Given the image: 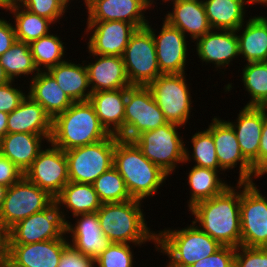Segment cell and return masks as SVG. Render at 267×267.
Returning <instances> with one entry per match:
<instances>
[{
	"instance_id": "4316f807",
	"label": "cell",
	"mask_w": 267,
	"mask_h": 267,
	"mask_svg": "<svg viewBox=\"0 0 267 267\" xmlns=\"http://www.w3.org/2000/svg\"><path fill=\"white\" fill-rule=\"evenodd\" d=\"M26 85L27 95L38 102L52 120L68 109L73 101L48 71H39Z\"/></svg>"
},
{
	"instance_id": "7402d4cb",
	"label": "cell",
	"mask_w": 267,
	"mask_h": 267,
	"mask_svg": "<svg viewBox=\"0 0 267 267\" xmlns=\"http://www.w3.org/2000/svg\"><path fill=\"white\" fill-rule=\"evenodd\" d=\"M86 51L90 54L87 59L92 57L94 60H84L91 92L131 87L121 56L98 55L88 49Z\"/></svg>"
},
{
	"instance_id": "2e32d148",
	"label": "cell",
	"mask_w": 267,
	"mask_h": 267,
	"mask_svg": "<svg viewBox=\"0 0 267 267\" xmlns=\"http://www.w3.org/2000/svg\"><path fill=\"white\" fill-rule=\"evenodd\" d=\"M66 234L63 220L55 200L44 210L20 220L10 228V244H31L62 238Z\"/></svg>"
},
{
	"instance_id": "c3c4849f",
	"label": "cell",
	"mask_w": 267,
	"mask_h": 267,
	"mask_svg": "<svg viewBox=\"0 0 267 267\" xmlns=\"http://www.w3.org/2000/svg\"><path fill=\"white\" fill-rule=\"evenodd\" d=\"M267 174V107H264V123L259 144V175Z\"/></svg>"
},
{
	"instance_id": "44dd1931",
	"label": "cell",
	"mask_w": 267,
	"mask_h": 267,
	"mask_svg": "<svg viewBox=\"0 0 267 267\" xmlns=\"http://www.w3.org/2000/svg\"><path fill=\"white\" fill-rule=\"evenodd\" d=\"M166 4L172 6L169 8L172 11H167L163 15L165 18L160 19L180 29L191 43L212 30L202 0H166L161 5L166 7Z\"/></svg>"
},
{
	"instance_id": "db71d44e",
	"label": "cell",
	"mask_w": 267,
	"mask_h": 267,
	"mask_svg": "<svg viewBox=\"0 0 267 267\" xmlns=\"http://www.w3.org/2000/svg\"><path fill=\"white\" fill-rule=\"evenodd\" d=\"M0 267H23V266L18 264L13 258L9 256Z\"/></svg>"
},
{
	"instance_id": "83f0119b",
	"label": "cell",
	"mask_w": 267,
	"mask_h": 267,
	"mask_svg": "<svg viewBox=\"0 0 267 267\" xmlns=\"http://www.w3.org/2000/svg\"><path fill=\"white\" fill-rule=\"evenodd\" d=\"M52 118L30 96L8 115V133L52 135Z\"/></svg>"
},
{
	"instance_id": "7c38bea8",
	"label": "cell",
	"mask_w": 267,
	"mask_h": 267,
	"mask_svg": "<svg viewBox=\"0 0 267 267\" xmlns=\"http://www.w3.org/2000/svg\"><path fill=\"white\" fill-rule=\"evenodd\" d=\"M54 198L23 176L8 187L2 208L0 223L10 229L17 222L46 209Z\"/></svg>"
},
{
	"instance_id": "30bf717a",
	"label": "cell",
	"mask_w": 267,
	"mask_h": 267,
	"mask_svg": "<svg viewBox=\"0 0 267 267\" xmlns=\"http://www.w3.org/2000/svg\"><path fill=\"white\" fill-rule=\"evenodd\" d=\"M257 187L256 182H240L241 246L264 248L267 247V196Z\"/></svg>"
},
{
	"instance_id": "9c48e42d",
	"label": "cell",
	"mask_w": 267,
	"mask_h": 267,
	"mask_svg": "<svg viewBox=\"0 0 267 267\" xmlns=\"http://www.w3.org/2000/svg\"><path fill=\"white\" fill-rule=\"evenodd\" d=\"M167 123L147 86L126 88L124 133L119 138L132 141L142 132L152 131Z\"/></svg>"
},
{
	"instance_id": "6f0895ef",
	"label": "cell",
	"mask_w": 267,
	"mask_h": 267,
	"mask_svg": "<svg viewBox=\"0 0 267 267\" xmlns=\"http://www.w3.org/2000/svg\"><path fill=\"white\" fill-rule=\"evenodd\" d=\"M254 1H255L256 5L257 4L259 5V3L264 2V1H267V0H254Z\"/></svg>"
},
{
	"instance_id": "4fadbf2b",
	"label": "cell",
	"mask_w": 267,
	"mask_h": 267,
	"mask_svg": "<svg viewBox=\"0 0 267 267\" xmlns=\"http://www.w3.org/2000/svg\"><path fill=\"white\" fill-rule=\"evenodd\" d=\"M207 129L212 134L219 166L224 172L238 168L239 172H236L239 173L238 179L234 181L254 182L256 179L260 181L261 176L244 158L236 134L226 120L214 116L211 123H208Z\"/></svg>"
},
{
	"instance_id": "7bdbcfd3",
	"label": "cell",
	"mask_w": 267,
	"mask_h": 267,
	"mask_svg": "<svg viewBox=\"0 0 267 267\" xmlns=\"http://www.w3.org/2000/svg\"><path fill=\"white\" fill-rule=\"evenodd\" d=\"M15 82H17V85ZM26 93L27 91L25 92L24 87L21 86L20 88L18 81H10L0 86V111L8 114L11 113L27 96Z\"/></svg>"
},
{
	"instance_id": "ee69618b",
	"label": "cell",
	"mask_w": 267,
	"mask_h": 267,
	"mask_svg": "<svg viewBox=\"0 0 267 267\" xmlns=\"http://www.w3.org/2000/svg\"><path fill=\"white\" fill-rule=\"evenodd\" d=\"M236 247L222 246L214 254L195 262L190 267H234Z\"/></svg>"
},
{
	"instance_id": "cb8c5ba5",
	"label": "cell",
	"mask_w": 267,
	"mask_h": 267,
	"mask_svg": "<svg viewBox=\"0 0 267 267\" xmlns=\"http://www.w3.org/2000/svg\"><path fill=\"white\" fill-rule=\"evenodd\" d=\"M68 244L66 234L43 242L10 244V257L23 267H57Z\"/></svg>"
},
{
	"instance_id": "5bb4252c",
	"label": "cell",
	"mask_w": 267,
	"mask_h": 267,
	"mask_svg": "<svg viewBox=\"0 0 267 267\" xmlns=\"http://www.w3.org/2000/svg\"><path fill=\"white\" fill-rule=\"evenodd\" d=\"M160 31L152 27L149 22L146 27L151 31L154 39L157 62L162 74H182L188 69L187 63L190 61L189 50L190 40L180 29L170 25L166 20H162ZM151 24V25H150ZM189 60V61H188ZM186 70V71H185Z\"/></svg>"
},
{
	"instance_id": "6da1fadb",
	"label": "cell",
	"mask_w": 267,
	"mask_h": 267,
	"mask_svg": "<svg viewBox=\"0 0 267 267\" xmlns=\"http://www.w3.org/2000/svg\"><path fill=\"white\" fill-rule=\"evenodd\" d=\"M188 210L202 231L222 246H241L240 182Z\"/></svg>"
},
{
	"instance_id": "d590c367",
	"label": "cell",
	"mask_w": 267,
	"mask_h": 267,
	"mask_svg": "<svg viewBox=\"0 0 267 267\" xmlns=\"http://www.w3.org/2000/svg\"><path fill=\"white\" fill-rule=\"evenodd\" d=\"M241 70L243 90L250 97L245 106L267 107V61L245 63Z\"/></svg>"
},
{
	"instance_id": "484cf974",
	"label": "cell",
	"mask_w": 267,
	"mask_h": 267,
	"mask_svg": "<svg viewBox=\"0 0 267 267\" xmlns=\"http://www.w3.org/2000/svg\"><path fill=\"white\" fill-rule=\"evenodd\" d=\"M50 138L51 135L8 133L0 139V154L25 173Z\"/></svg>"
},
{
	"instance_id": "277c9868",
	"label": "cell",
	"mask_w": 267,
	"mask_h": 267,
	"mask_svg": "<svg viewBox=\"0 0 267 267\" xmlns=\"http://www.w3.org/2000/svg\"><path fill=\"white\" fill-rule=\"evenodd\" d=\"M221 247L194 222L181 229L167 227L157 231L156 251L167 256L166 267H190Z\"/></svg>"
},
{
	"instance_id": "d6986e66",
	"label": "cell",
	"mask_w": 267,
	"mask_h": 267,
	"mask_svg": "<svg viewBox=\"0 0 267 267\" xmlns=\"http://www.w3.org/2000/svg\"><path fill=\"white\" fill-rule=\"evenodd\" d=\"M193 43L196 50L194 52L202 62L201 64H212V68L215 67L216 69L213 71H218L217 74L220 72L223 74L222 79H225L224 71L233 65L232 61L240 58L236 31L212 29Z\"/></svg>"
},
{
	"instance_id": "5b68a950",
	"label": "cell",
	"mask_w": 267,
	"mask_h": 267,
	"mask_svg": "<svg viewBox=\"0 0 267 267\" xmlns=\"http://www.w3.org/2000/svg\"><path fill=\"white\" fill-rule=\"evenodd\" d=\"M109 135L89 100L78 101L53 119L50 143L67 151L99 142Z\"/></svg>"
},
{
	"instance_id": "ac0fdd59",
	"label": "cell",
	"mask_w": 267,
	"mask_h": 267,
	"mask_svg": "<svg viewBox=\"0 0 267 267\" xmlns=\"http://www.w3.org/2000/svg\"><path fill=\"white\" fill-rule=\"evenodd\" d=\"M86 49L93 54L123 56L130 37L137 28L124 21H85ZM90 34V35H89Z\"/></svg>"
},
{
	"instance_id": "f6af8a7d",
	"label": "cell",
	"mask_w": 267,
	"mask_h": 267,
	"mask_svg": "<svg viewBox=\"0 0 267 267\" xmlns=\"http://www.w3.org/2000/svg\"><path fill=\"white\" fill-rule=\"evenodd\" d=\"M57 267H95L94 258L80 253L71 244H68L64 248Z\"/></svg>"
},
{
	"instance_id": "ffe728a7",
	"label": "cell",
	"mask_w": 267,
	"mask_h": 267,
	"mask_svg": "<svg viewBox=\"0 0 267 267\" xmlns=\"http://www.w3.org/2000/svg\"><path fill=\"white\" fill-rule=\"evenodd\" d=\"M234 121L226 120L233 128L244 158L259 174V144L264 123V107L240 108Z\"/></svg>"
},
{
	"instance_id": "e0dca14e",
	"label": "cell",
	"mask_w": 267,
	"mask_h": 267,
	"mask_svg": "<svg viewBox=\"0 0 267 267\" xmlns=\"http://www.w3.org/2000/svg\"><path fill=\"white\" fill-rule=\"evenodd\" d=\"M83 4L87 21H124L137 29L149 23L147 10L155 13L152 0H83Z\"/></svg>"
},
{
	"instance_id": "4dcf8cb0",
	"label": "cell",
	"mask_w": 267,
	"mask_h": 267,
	"mask_svg": "<svg viewBox=\"0 0 267 267\" xmlns=\"http://www.w3.org/2000/svg\"><path fill=\"white\" fill-rule=\"evenodd\" d=\"M209 24L214 30L236 31L248 17L254 0H202ZM248 4V5H247ZM247 6V7H246Z\"/></svg>"
},
{
	"instance_id": "836d02e7",
	"label": "cell",
	"mask_w": 267,
	"mask_h": 267,
	"mask_svg": "<svg viewBox=\"0 0 267 267\" xmlns=\"http://www.w3.org/2000/svg\"><path fill=\"white\" fill-rule=\"evenodd\" d=\"M4 12H8L13 18L16 39L30 44L42 36L49 34L55 24L44 17L28 11L20 4H14L6 7Z\"/></svg>"
},
{
	"instance_id": "b9f144b4",
	"label": "cell",
	"mask_w": 267,
	"mask_h": 267,
	"mask_svg": "<svg viewBox=\"0 0 267 267\" xmlns=\"http://www.w3.org/2000/svg\"><path fill=\"white\" fill-rule=\"evenodd\" d=\"M234 267H267V247H236Z\"/></svg>"
},
{
	"instance_id": "8992f818",
	"label": "cell",
	"mask_w": 267,
	"mask_h": 267,
	"mask_svg": "<svg viewBox=\"0 0 267 267\" xmlns=\"http://www.w3.org/2000/svg\"><path fill=\"white\" fill-rule=\"evenodd\" d=\"M180 128L185 129L180 125L167 123L152 131L142 132L132 140L149 161L170 177L179 168V164L184 165L185 138L179 132Z\"/></svg>"
},
{
	"instance_id": "ab89813d",
	"label": "cell",
	"mask_w": 267,
	"mask_h": 267,
	"mask_svg": "<svg viewBox=\"0 0 267 267\" xmlns=\"http://www.w3.org/2000/svg\"><path fill=\"white\" fill-rule=\"evenodd\" d=\"M142 245L144 246V244L110 242L106 249L94 258V265L95 267H135L134 248H142Z\"/></svg>"
},
{
	"instance_id": "74e56055",
	"label": "cell",
	"mask_w": 267,
	"mask_h": 267,
	"mask_svg": "<svg viewBox=\"0 0 267 267\" xmlns=\"http://www.w3.org/2000/svg\"><path fill=\"white\" fill-rule=\"evenodd\" d=\"M200 131V132H199ZM192 152L185 142L184 164L195 162L194 166L210 168L216 171H223L216 156V147L211 132L205 128L192 134L189 139ZM189 149V150H188Z\"/></svg>"
},
{
	"instance_id": "1f68e13d",
	"label": "cell",
	"mask_w": 267,
	"mask_h": 267,
	"mask_svg": "<svg viewBox=\"0 0 267 267\" xmlns=\"http://www.w3.org/2000/svg\"><path fill=\"white\" fill-rule=\"evenodd\" d=\"M81 62L76 64L67 58L48 70L73 102L88 101L92 93L84 60Z\"/></svg>"
},
{
	"instance_id": "7a4b0ae2",
	"label": "cell",
	"mask_w": 267,
	"mask_h": 267,
	"mask_svg": "<svg viewBox=\"0 0 267 267\" xmlns=\"http://www.w3.org/2000/svg\"><path fill=\"white\" fill-rule=\"evenodd\" d=\"M145 202L131 199L121 203H103L97 217L103 236L109 242L127 244H154L156 251L157 232L147 226Z\"/></svg>"
},
{
	"instance_id": "7dc6e473",
	"label": "cell",
	"mask_w": 267,
	"mask_h": 267,
	"mask_svg": "<svg viewBox=\"0 0 267 267\" xmlns=\"http://www.w3.org/2000/svg\"><path fill=\"white\" fill-rule=\"evenodd\" d=\"M7 21L5 17H0V56L3 55L15 43L16 34L13 21Z\"/></svg>"
},
{
	"instance_id": "816d5d0a",
	"label": "cell",
	"mask_w": 267,
	"mask_h": 267,
	"mask_svg": "<svg viewBox=\"0 0 267 267\" xmlns=\"http://www.w3.org/2000/svg\"><path fill=\"white\" fill-rule=\"evenodd\" d=\"M22 0H0V10H4L6 7L14 4H20Z\"/></svg>"
},
{
	"instance_id": "f546056e",
	"label": "cell",
	"mask_w": 267,
	"mask_h": 267,
	"mask_svg": "<svg viewBox=\"0 0 267 267\" xmlns=\"http://www.w3.org/2000/svg\"><path fill=\"white\" fill-rule=\"evenodd\" d=\"M236 34L243 63L267 61V21L260 14L250 15Z\"/></svg>"
},
{
	"instance_id": "52a82bcc",
	"label": "cell",
	"mask_w": 267,
	"mask_h": 267,
	"mask_svg": "<svg viewBox=\"0 0 267 267\" xmlns=\"http://www.w3.org/2000/svg\"><path fill=\"white\" fill-rule=\"evenodd\" d=\"M186 75L187 73L161 74L147 86L166 121L184 128L195 109L192 106L191 83L188 84Z\"/></svg>"
},
{
	"instance_id": "680465c9",
	"label": "cell",
	"mask_w": 267,
	"mask_h": 267,
	"mask_svg": "<svg viewBox=\"0 0 267 267\" xmlns=\"http://www.w3.org/2000/svg\"><path fill=\"white\" fill-rule=\"evenodd\" d=\"M152 1H153V4H154V7H155V5H156V1H158V0H152ZM164 1H166V0H160V4H161V2H162V4H163Z\"/></svg>"
},
{
	"instance_id": "3957f363",
	"label": "cell",
	"mask_w": 267,
	"mask_h": 267,
	"mask_svg": "<svg viewBox=\"0 0 267 267\" xmlns=\"http://www.w3.org/2000/svg\"><path fill=\"white\" fill-rule=\"evenodd\" d=\"M113 166L124 179L131 198L143 202L155 193L161 194L160 188L170 177L149 161L133 141L121 138L116 141Z\"/></svg>"
},
{
	"instance_id": "f907efd6",
	"label": "cell",
	"mask_w": 267,
	"mask_h": 267,
	"mask_svg": "<svg viewBox=\"0 0 267 267\" xmlns=\"http://www.w3.org/2000/svg\"><path fill=\"white\" fill-rule=\"evenodd\" d=\"M8 115L0 111V139L7 135Z\"/></svg>"
},
{
	"instance_id": "d6a6232c",
	"label": "cell",
	"mask_w": 267,
	"mask_h": 267,
	"mask_svg": "<svg viewBox=\"0 0 267 267\" xmlns=\"http://www.w3.org/2000/svg\"><path fill=\"white\" fill-rule=\"evenodd\" d=\"M187 185L189 186V199L187 200V210L196 203L210 199L215 195L222 193L231 184L224 177V171H216L210 168L191 166L188 168ZM222 177V178H221ZM224 178V180H223ZM229 183V184H228ZM191 188V189H190Z\"/></svg>"
},
{
	"instance_id": "f35d334b",
	"label": "cell",
	"mask_w": 267,
	"mask_h": 267,
	"mask_svg": "<svg viewBox=\"0 0 267 267\" xmlns=\"http://www.w3.org/2000/svg\"><path fill=\"white\" fill-rule=\"evenodd\" d=\"M92 185L102 204L121 203L132 199L124 179L114 166L101 174Z\"/></svg>"
},
{
	"instance_id": "f1b7e54d",
	"label": "cell",
	"mask_w": 267,
	"mask_h": 267,
	"mask_svg": "<svg viewBox=\"0 0 267 267\" xmlns=\"http://www.w3.org/2000/svg\"><path fill=\"white\" fill-rule=\"evenodd\" d=\"M54 200L65 223L69 221V218L71 219V216L73 218L77 215L96 213L102 204L92 184L72 181L63 187L61 193Z\"/></svg>"
},
{
	"instance_id": "60d3db41",
	"label": "cell",
	"mask_w": 267,
	"mask_h": 267,
	"mask_svg": "<svg viewBox=\"0 0 267 267\" xmlns=\"http://www.w3.org/2000/svg\"><path fill=\"white\" fill-rule=\"evenodd\" d=\"M68 0H22L20 5L38 16L51 20L54 24H61L70 6ZM66 12V13H65Z\"/></svg>"
},
{
	"instance_id": "11a10c76",
	"label": "cell",
	"mask_w": 267,
	"mask_h": 267,
	"mask_svg": "<svg viewBox=\"0 0 267 267\" xmlns=\"http://www.w3.org/2000/svg\"><path fill=\"white\" fill-rule=\"evenodd\" d=\"M7 189H8V186L0 184V210L2 208L3 201L5 199Z\"/></svg>"
},
{
	"instance_id": "681fc988",
	"label": "cell",
	"mask_w": 267,
	"mask_h": 267,
	"mask_svg": "<svg viewBox=\"0 0 267 267\" xmlns=\"http://www.w3.org/2000/svg\"><path fill=\"white\" fill-rule=\"evenodd\" d=\"M10 229L0 223V266L10 256Z\"/></svg>"
},
{
	"instance_id": "f5cc1de1",
	"label": "cell",
	"mask_w": 267,
	"mask_h": 267,
	"mask_svg": "<svg viewBox=\"0 0 267 267\" xmlns=\"http://www.w3.org/2000/svg\"><path fill=\"white\" fill-rule=\"evenodd\" d=\"M11 80L7 76L3 66L0 64V86L9 83Z\"/></svg>"
},
{
	"instance_id": "ba28073f",
	"label": "cell",
	"mask_w": 267,
	"mask_h": 267,
	"mask_svg": "<svg viewBox=\"0 0 267 267\" xmlns=\"http://www.w3.org/2000/svg\"><path fill=\"white\" fill-rule=\"evenodd\" d=\"M116 135H109L99 142L65 151L69 181L92 184L101 174L114 165Z\"/></svg>"
},
{
	"instance_id": "9f6ffc18",
	"label": "cell",
	"mask_w": 267,
	"mask_h": 267,
	"mask_svg": "<svg viewBox=\"0 0 267 267\" xmlns=\"http://www.w3.org/2000/svg\"><path fill=\"white\" fill-rule=\"evenodd\" d=\"M261 6L263 5L264 7H267V1L259 3ZM266 21H267V16L266 15H261Z\"/></svg>"
},
{
	"instance_id": "8d00e7d4",
	"label": "cell",
	"mask_w": 267,
	"mask_h": 267,
	"mask_svg": "<svg viewBox=\"0 0 267 267\" xmlns=\"http://www.w3.org/2000/svg\"><path fill=\"white\" fill-rule=\"evenodd\" d=\"M57 34L50 32L29 44L33 61L38 71H48L66 60L64 58L67 56L65 54L67 51L66 44L61 40L60 34Z\"/></svg>"
},
{
	"instance_id": "bcb514c9",
	"label": "cell",
	"mask_w": 267,
	"mask_h": 267,
	"mask_svg": "<svg viewBox=\"0 0 267 267\" xmlns=\"http://www.w3.org/2000/svg\"><path fill=\"white\" fill-rule=\"evenodd\" d=\"M23 176L24 173L14 163L0 154V184L10 187Z\"/></svg>"
},
{
	"instance_id": "603a6c76",
	"label": "cell",
	"mask_w": 267,
	"mask_h": 267,
	"mask_svg": "<svg viewBox=\"0 0 267 267\" xmlns=\"http://www.w3.org/2000/svg\"><path fill=\"white\" fill-rule=\"evenodd\" d=\"M75 222L66 223V234L69 244L84 255L95 258L110 243L103 236L97 213L74 216ZM70 238V239H69Z\"/></svg>"
},
{
	"instance_id": "e575fe53",
	"label": "cell",
	"mask_w": 267,
	"mask_h": 267,
	"mask_svg": "<svg viewBox=\"0 0 267 267\" xmlns=\"http://www.w3.org/2000/svg\"><path fill=\"white\" fill-rule=\"evenodd\" d=\"M0 64L11 81H17L18 78L23 80L22 78L25 77V82L39 72L34 64L30 45L18 40L0 56Z\"/></svg>"
},
{
	"instance_id": "8fae6325",
	"label": "cell",
	"mask_w": 267,
	"mask_h": 267,
	"mask_svg": "<svg viewBox=\"0 0 267 267\" xmlns=\"http://www.w3.org/2000/svg\"><path fill=\"white\" fill-rule=\"evenodd\" d=\"M122 58L131 86H148L162 74L154 39L147 27L139 28L132 34Z\"/></svg>"
},
{
	"instance_id": "9a60e30c",
	"label": "cell",
	"mask_w": 267,
	"mask_h": 267,
	"mask_svg": "<svg viewBox=\"0 0 267 267\" xmlns=\"http://www.w3.org/2000/svg\"><path fill=\"white\" fill-rule=\"evenodd\" d=\"M24 176L55 199L69 182L65 151L49 141L25 171Z\"/></svg>"
},
{
	"instance_id": "d4e9b609",
	"label": "cell",
	"mask_w": 267,
	"mask_h": 267,
	"mask_svg": "<svg viewBox=\"0 0 267 267\" xmlns=\"http://www.w3.org/2000/svg\"><path fill=\"white\" fill-rule=\"evenodd\" d=\"M89 102L106 131L120 137L124 133L126 88L92 92Z\"/></svg>"
}]
</instances>
